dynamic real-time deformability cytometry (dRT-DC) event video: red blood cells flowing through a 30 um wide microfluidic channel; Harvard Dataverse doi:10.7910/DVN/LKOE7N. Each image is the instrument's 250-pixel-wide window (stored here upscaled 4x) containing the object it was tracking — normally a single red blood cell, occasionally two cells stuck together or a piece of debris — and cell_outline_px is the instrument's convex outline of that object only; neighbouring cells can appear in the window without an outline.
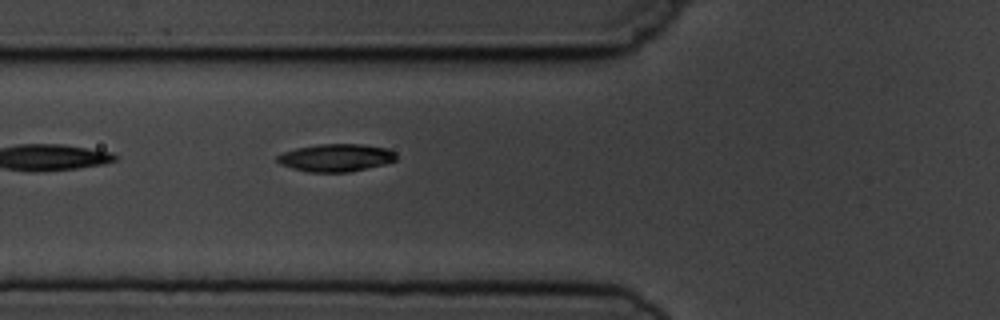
{"species": "common noctule bat (a hibernating species)", "species_latin": "Nyctalus noctula", "temperature_condition": "cold", "stored_images_in_passage": 6, "camera_frame_rate_fps": 3000, "um_per_image_px": 0.085, "animal": {"sex": "male", "body_mass_g": 19.5, "forearm_length_mm": 54.6}, "frame": {"image": 1, "passage_image": 6, "time_ms": 5.667, "image_size_px": [1000, 320], "cell_outline_px": [[396, 160], [384, 164], [348, 172], [308, 172], [292, 168], [280, 164], [276, 160], [276, 156], [284, 152], [296, 148], [320, 144], [360, 144], [388, 148], [396, 152]], "centroid_in_image_um": [28.55, 13.4], "position_along_channel_um": 97.2, "area_um2": 19.13}}